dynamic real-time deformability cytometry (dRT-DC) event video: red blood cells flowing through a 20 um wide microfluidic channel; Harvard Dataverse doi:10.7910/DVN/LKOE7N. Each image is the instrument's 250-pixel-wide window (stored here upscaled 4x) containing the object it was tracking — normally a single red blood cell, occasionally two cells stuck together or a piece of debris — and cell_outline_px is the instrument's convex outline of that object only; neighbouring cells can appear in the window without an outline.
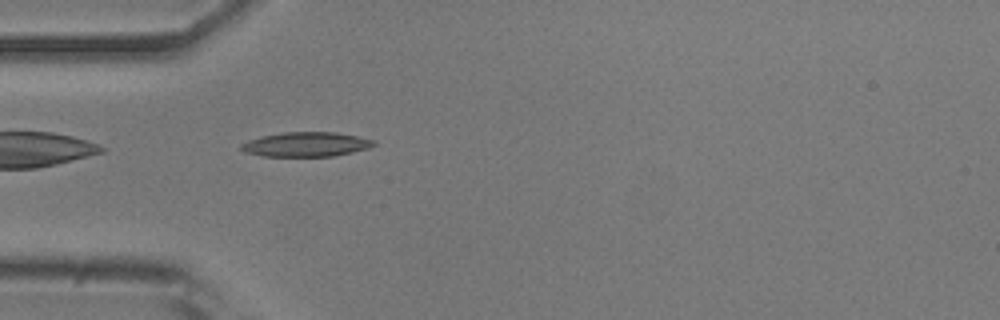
{"species": "common noctule bat (a hibernating species)", "species_latin": "Nyctalus noctula", "temperature_condition": "room temperature", "stored_images_in_passage": 38, "camera_frame_rate_fps": 3000, "um_per_image_px": 0.085, "animal": {"sex": "male", "body_mass_g": 20.5, "forearm_length_mm": 52.5}, "frame": {"image": 1, "passage_image": 2, "time_ms": 0.333, "image_size_px": [1000, 320], "cell_outline_px": [[376, 144], [368, 148], [352, 152], [332, 156], [264, 156], [244, 152], [240, 148], [240, 144], [248, 140], [260, 136], [284, 132], [336, 132], [360, 136], [376, 140]], "centroid_in_image_um": [26.03, 12.26], "position_along_channel_um": 59.0, "area_um2": 19.07}}
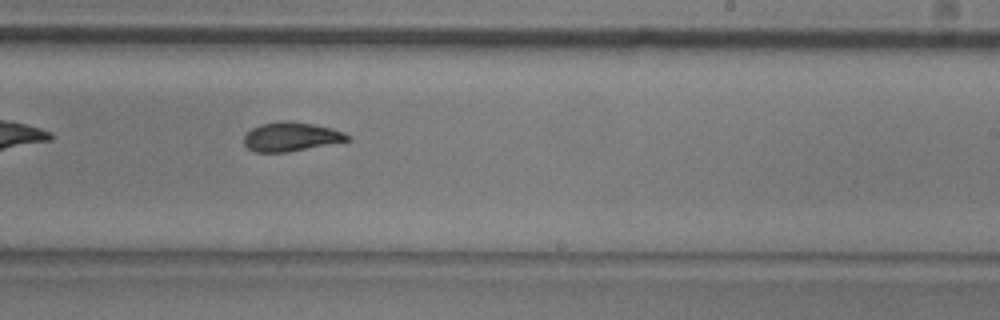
{"frame": {"image": 2, "passage_image": 18, "time_ms": 5.667, "image_size_px": [1000, 320], "cell_outline_px": [[352, 140], [288, 152], [256, 152], [248, 148], [244, 144], [244, 136], [252, 128], [260, 124], [280, 120], [288, 120], [312, 124], [332, 128], [344, 132], [352, 136]], "centroid_in_image_um": [24.77, 11.61], "position_along_channel_um": 264.2, "area_um2": 17.69}}
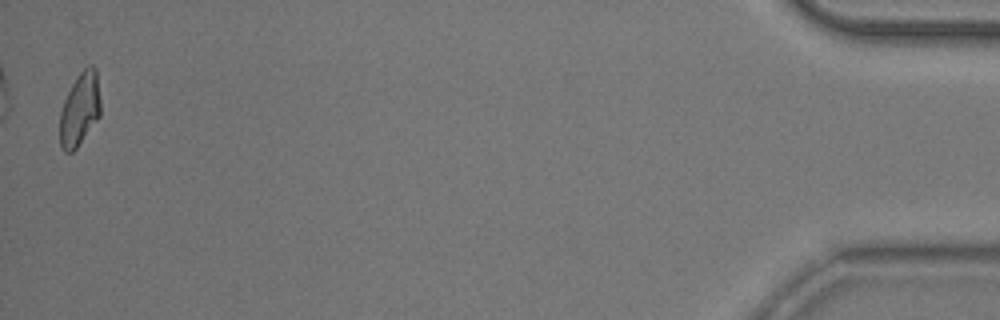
{"frame": {"image": 3, "passage_image": 38, "time_ms": 12.333, "image_size_px": [1000, 320], "cell_outline_px": [[100, 116], [76, 148], [72, 152], [64, 152], [60, 148], [60, 112], [64, 100], [76, 76], [88, 64], [92, 64], [96, 68], [100, 100]], "centroid_in_image_um": [6.78, 9.27], "position_along_channel_um": 428.4, "area_um2": 17.4}, "authors_computed_cell_mechanics": {"area_um2": 17.8313, "velocity_mm_per_s": 3.8776, "shape_relaxation_time_tau1_ms": 4.1353, "shape_relaxation_time_tau2_ms": 1.5552, "deformation_change_tau1": 0.1479, "deformation_change_tau2": 0.0824}}